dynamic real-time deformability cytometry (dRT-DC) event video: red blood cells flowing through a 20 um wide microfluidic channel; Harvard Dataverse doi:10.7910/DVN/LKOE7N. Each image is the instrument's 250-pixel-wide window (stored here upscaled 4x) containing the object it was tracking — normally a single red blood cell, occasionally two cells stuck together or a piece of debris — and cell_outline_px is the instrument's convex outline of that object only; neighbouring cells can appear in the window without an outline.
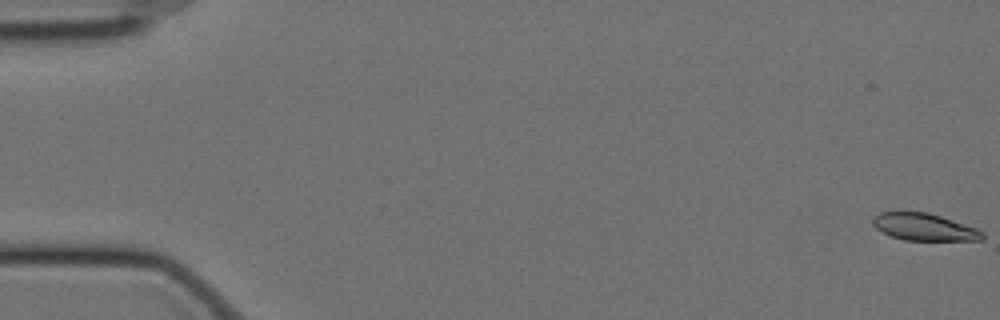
{"species": "Egyptian fruit bat (a non-hibernating species)", "species_latin": "Rousettus aegyptiacus", "temperature_condition": "cold", "stored_images_in_passage": 59, "camera_frame_rate_fps": 3000, "um_per_image_px": 0.085, "animal": {"sex": "female"}, "frame": {"image": 1, "passage_image": 1, "time_ms": 0.0, "image_size_px": [1000, 320], "cell_outline_px": [[984, 240], [904, 240], [892, 236], [876, 228], [872, 224], [872, 220], [880, 212], [928, 212], [976, 228], [984, 232]], "centroid_in_image_um": [78.58, 19.3], "position_along_channel_um": 6.4, "area_um2": 17.11}}
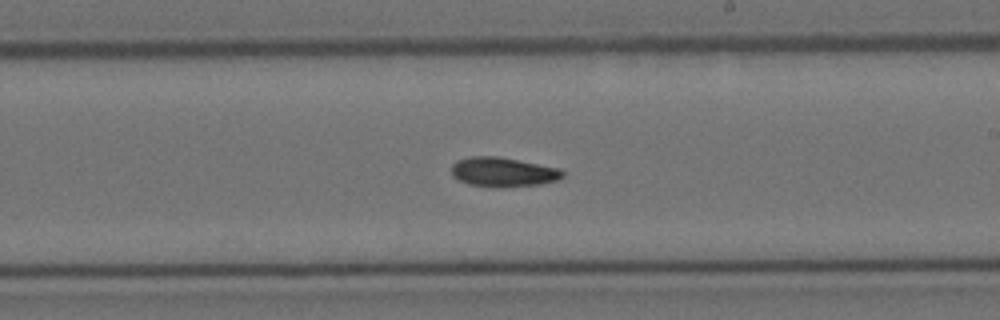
{"frame": {"image": 2, "passage_image": 35, "time_ms": 11.333, "image_size_px": [1000, 320], "cell_outline_px": [[564, 176], [560, 180], [540, 184], [496, 188], [468, 184], [452, 176], [452, 164], [456, 160], [468, 156], [500, 156], [560, 168], [564, 172]], "centroid_in_image_um": [42.77, 14.62], "position_along_channel_um": 246.2, "area_um2": 19.42}}
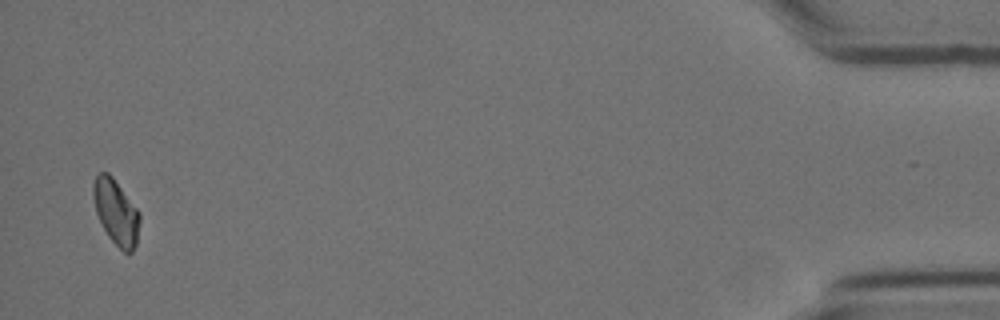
{"frame": {"image": 3, "passage_image": 58, "time_ms": 19.0, "image_size_px": [1000, 320], "cell_outline_px": [[140, 220], [136, 244], [132, 252], [124, 252], [108, 236], [96, 212], [92, 196], [92, 184], [96, 176], [100, 172], [108, 172], [112, 176], [140, 212]], "centroid_in_image_um": [9.86, 18.0], "position_along_channel_um": 425.3, "area_um2": 17.51}, "authors_computed_cell_mechanics": {"area_um2": 18.5538, "velocity_mm_per_s": 3.4498, "shape_relaxation_time_tau1_ms": 10.8896, "shape_relaxation_time_tau2_ms": null, "deformation_change_tau1": 0.1945, "deformation_change_tau2": null}}